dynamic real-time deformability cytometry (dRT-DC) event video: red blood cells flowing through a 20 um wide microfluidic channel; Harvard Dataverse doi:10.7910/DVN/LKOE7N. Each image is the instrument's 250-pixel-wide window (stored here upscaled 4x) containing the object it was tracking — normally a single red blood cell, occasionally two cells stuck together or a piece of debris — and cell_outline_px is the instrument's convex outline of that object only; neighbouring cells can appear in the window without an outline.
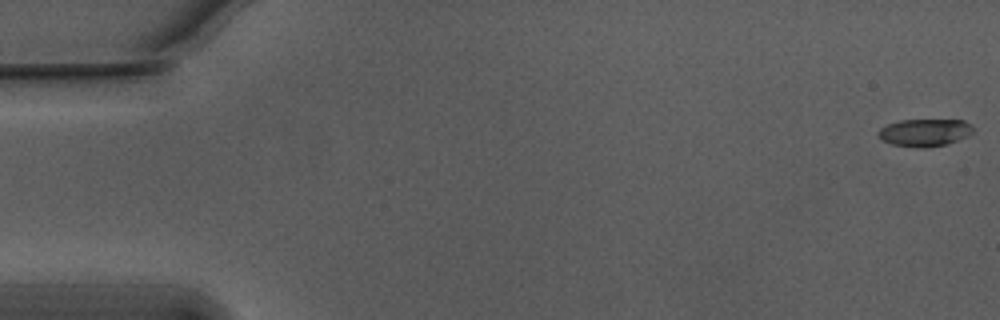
{"species": "Egyptian fruit bat (a non-hibernating species)", "species_latin": "Rousettus aegyptiacus", "temperature_condition": "warm", "stored_images_in_passage": 50, "camera_frame_rate_fps": 3000, "um_per_image_px": 0.085, "animal": {"sex": "male"}, "frame": {"image": 1, "passage_image": 1, "time_ms": 0.0, "image_size_px": [1000, 320], "cell_outline_px": [[972, 132], [968, 136], [944, 144], [924, 148], [916, 148], [892, 144], [880, 140], [876, 136], [876, 132], [880, 128], [888, 124], [900, 120], [964, 120], [972, 124]], "centroid_in_image_um": [78.54, 11.26], "position_along_channel_um": 6.5, "area_um2": 15.26}}
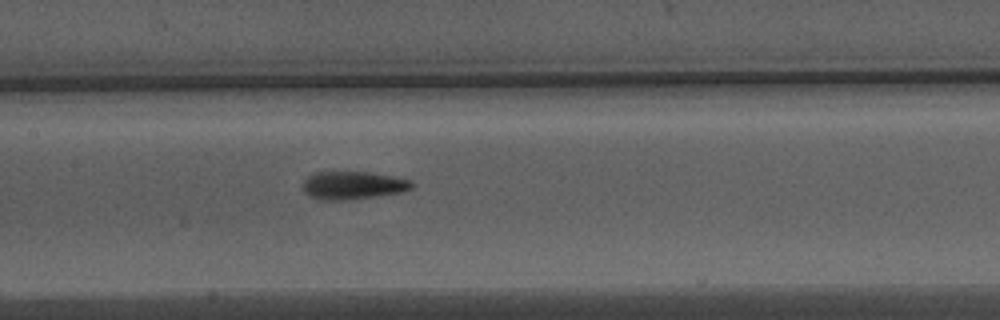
{"frame": {"image": 2, "passage_image": 27, "time_ms": 8.667, "image_size_px": [1000, 320], "cell_outline_px": [[416, 184], [412, 188], [400, 192], [344, 200], [320, 200], [304, 192], [304, 180], [308, 176], [316, 172], [368, 172], [396, 176], [412, 180]], "centroid_in_image_um": [30.04, 15.74], "position_along_channel_um": 177.4, "area_um2": 17.63}}
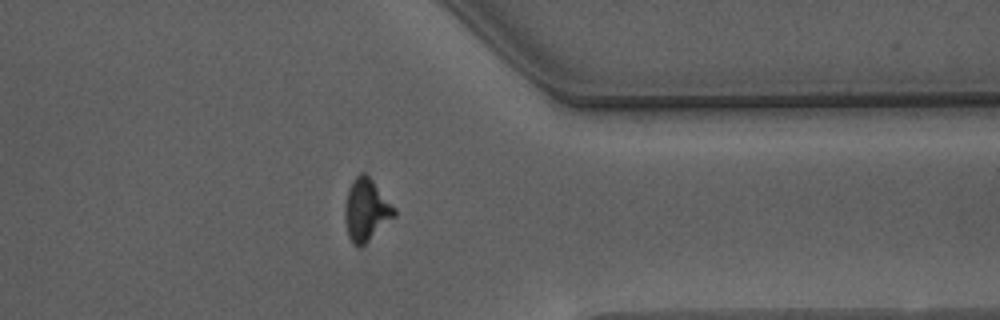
{"frame": {"image": 3, "passage_image": 44, "time_ms": 14.333, "image_size_px": [1000, 320], "cell_outline_px": [[396, 216], [360, 248], [356, 248], [352, 244], [348, 236], [344, 220], [344, 208], [348, 188], [352, 180], [360, 172], [364, 172], [372, 180], [396, 208]], "centroid_in_image_um": [31.11, 17.87], "position_along_channel_um": 380.3, "area_um2": 18.15}, "authors_computed_cell_mechanics": {"area_um2": 16.9643, "velocity_mm_per_s": 3.7592, "shape_relaxation_time_tau1_ms": 6.0114, "shape_relaxation_time_tau2_ms": 2.6437, "deformation_change_tau1": 0.2173, "deformation_change_tau2": 0.1157}}